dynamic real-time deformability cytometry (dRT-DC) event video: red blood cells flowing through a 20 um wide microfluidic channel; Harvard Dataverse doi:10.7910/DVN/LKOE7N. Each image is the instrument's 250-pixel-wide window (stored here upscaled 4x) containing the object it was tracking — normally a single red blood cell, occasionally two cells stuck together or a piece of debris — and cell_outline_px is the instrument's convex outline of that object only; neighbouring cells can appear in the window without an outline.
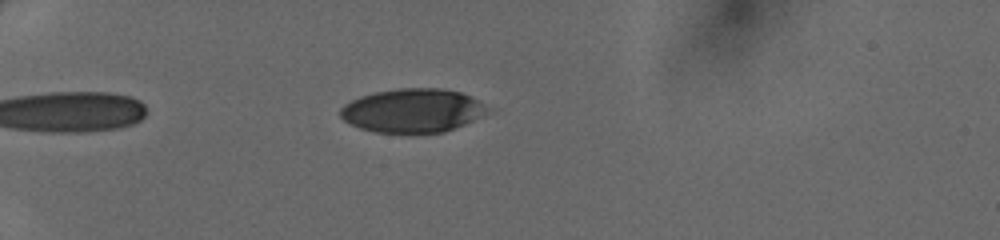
{"species": "human", "species_latin": "Homo sapiens", "temperature_condition": "cold", "stored_images_in_passage": 48, "camera_frame_rate_fps": 3000, "um_per_image_px": 0.085, "donor": {"sex": "female"}, "frame": {"image": 1, "passage_image": 15, "time_ms": 4.667, "image_size_px": [1000, 240], "cell_outline_px": [[488, 108], [484, 112], [472, 120], [464, 124], [444, 132], [408, 136], [372, 132], [360, 128], [344, 120], [340, 116], [340, 108], [344, 104], [360, 96], [376, 92], [400, 88], [440, 88], [460, 92], [472, 96]], "centroid_in_image_um": [35.01, 9.44], "position_along_channel_um": 50.0, "area_um2": 38.03}}
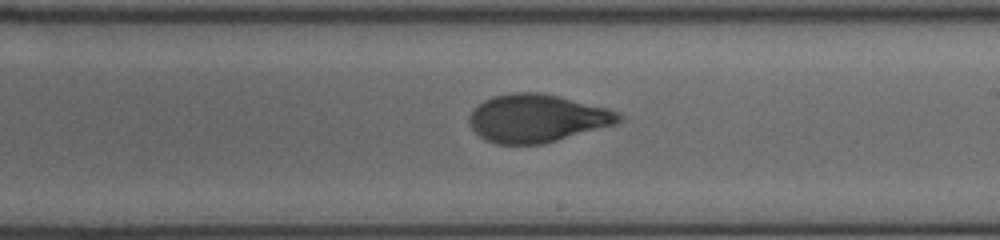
{"frame": {"image": 2, "passage_image": 31, "time_ms": 10.0, "image_size_px": [1000, 240], "cell_outline_px": [[624, 116], [616, 124], [544, 144], [496, 144], [484, 140], [468, 124], [468, 116], [484, 100], [492, 96], [512, 92], [544, 92], [608, 108]], "centroid_in_image_um": [45.64, 10.05], "position_along_channel_um": 243.4, "area_um2": 41.96}}
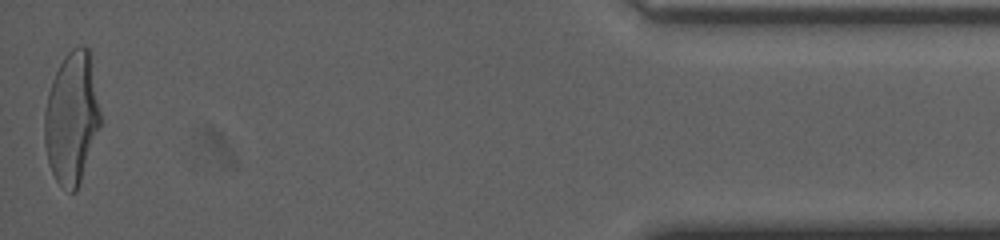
{"frame": {"image": 3, "passage_image": 48, "time_ms": 15.667, "image_size_px": [1000, 240], "cell_outline_px": [[100, 124], [80, 184], [76, 192], [72, 192], [60, 184], [56, 180], [52, 172], [48, 160], [44, 144], [44, 112], [48, 92], [52, 80], [64, 56], [72, 48], [80, 44], [84, 44], [88, 48], [100, 112]], "centroid_in_image_um": [6.07, 10.03], "position_along_channel_um": 429.1, "area_um2": 42.54}}